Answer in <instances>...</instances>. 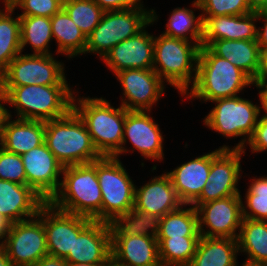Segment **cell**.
<instances>
[{
	"mask_svg": "<svg viewBox=\"0 0 267 266\" xmlns=\"http://www.w3.org/2000/svg\"><path fill=\"white\" fill-rule=\"evenodd\" d=\"M57 193L49 203L64 212L101 222L102 193L98 183L97 160L66 166Z\"/></svg>",
	"mask_w": 267,
	"mask_h": 266,
	"instance_id": "6da1fadb",
	"label": "cell"
},
{
	"mask_svg": "<svg viewBox=\"0 0 267 266\" xmlns=\"http://www.w3.org/2000/svg\"><path fill=\"white\" fill-rule=\"evenodd\" d=\"M255 82L227 59L215 55L207 46L200 48L196 78L187 98L212 102L238 96L245 87Z\"/></svg>",
	"mask_w": 267,
	"mask_h": 266,
	"instance_id": "7a4b0ae2",
	"label": "cell"
},
{
	"mask_svg": "<svg viewBox=\"0 0 267 266\" xmlns=\"http://www.w3.org/2000/svg\"><path fill=\"white\" fill-rule=\"evenodd\" d=\"M72 109L84 122L95 149L102 157H113L121 149L128 110L121 105L114 108L102 97L89 96L78 99L73 96Z\"/></svg>",
	"mask_w": 267,
	"mask_h": 266,
	"instance_id": "3957f363",
	"label": "cell"
},
{
	"mask_svg": "<svg viewBox=\"0 0 267 266\" xmlns=\"http://www.w3.org/2000/svg\"><path fill=\"white\" fill-rule=\"evenodd\" d=\"M44 142L63 167L91 163L102 157L73 109L61 118L45 121Z\"/></svg>",
	"mask_w": 267,
	"mask_h": 266,
	"instance_id": "277c9868",
	"label": "cell"
},
{
	"mask_svg": "<svg viewBox=\"0 0 267 266\" xmlns=\"http://www.w3.org/2000/svg\"><path fill=\"white\" fill-rule=\"evenodd\" d=\"M202 44L176 39L164 34L154 37L153 70L185 96L194 83ZM194 73V74H193ZM194 76H193V75Z\"/></svg>",
	"mask_w": 267,
	"mask_h": 266,
	"instance_id": "5b68a950",
	"label": "cell"
},
{
	"mask_svg": "<svg viewBox=\"0 0 267 266\" xmlns=\"http://www.w3.org/2000/svg\"><path fill=\"white\" fill-rule=\"evenodd\" d=\"M74 93L69 85L32 84L13 87L7 97L17 118L47 121L61 118L72 109Z\"/></svg>",
	"mask_w": 267,
	"mask_h": 266,
	"instance_id": "8992f818",
	"label": "cell"
},
{
	"mask_svg": "<svg viewBox=\"0 0 267 266\" xmlns=\"http://www.w3.org/2000/svg\"><path fill=\"white\" fill-rule=\"evenodd\" d=\"M154 9L126 8L104 12L101 21L87 36L84 54L96 53L102 59L118 43L135 36L158 18Z\"/></svg>",
	"mask_w": 267,
	"mask_h": 266,
	"instance_id": "52a82bcc",
	"label": "cell"
},
{
	"mask_svg": "<svg viewBox=\"0 0 267 266\" xmlns=\"http://www.w3.org/2000/svg\"><path fill=\"white\" fill-rule=\"evenodd\" d=\"M97 176L102 193L101 222L111 224L134 207L136 186L116 157L98 159Z\"/></svg>",
	"mask_w": 267,
	"mask_h": 266,
	"instance_id": "ba28073f",
	"label": "cell"
},
{
	"mask_svg": "<svg viewBox=\"0 0 267 266\" xmlns=\"http://www.w3.org/2000/svg\"><path fill=\"white\" fill-rule=\"evenodd\" d=\"M213 102L216 105L204 118V124L226 138L244 136V139L242 138L233 149L245 151V144L248 143L258 123L261 106L254 105L252 101L239 96L218 99Z\"/></svg>",
	"mask_w": 267,
	"mask_h": 266,
	"instance_id": "9c48e42d",
	"label": "cell"
},
{
	"mask_svg": "<svg viewBox=\"0 0 267 266\" xmlns=\"http://www.w3.org/2000/svg\"><path fill=\"white\" fill-rule=\"evenodd\" d=\"M64 63L56 61L52 54H22L16 56L0 76L6 93L13 87L25 85H69L65 78Z\"/></svg>",
	"mask_w": 267,
	"mask_h": 266,
	"instance_id": "30bf717a",
	"label": "cell"
},
{
	"mask_svg": "<svg viewBox=\"0 0 267 266\" xmlns=\"http://www.w3.org/2000/svg\"><path fill=\"white\" fill-rule=\"evenodd\" d=\"M1 246L14 266H33L48 256L42 207L37 216L11 223L3 236Z\"/></svg>",
	"mask_w": 267,
	"mask_h": 266,
	"instance_id": "8fae6325",
	"label": "cell"
},
{
	"mask_svg": "<svg viewBox=\"0 0 267 266\" xmlns=\"http://www.w3.org/2000/svg\"><path fill=\"white\" fill-rule=\"evenodd\" d=\"M241 154L245 155L243 149H230L226 145L211 152L208 182L205 184L199 198L192 205H201L209 201L240 194L237 184L242 171L240 165Z\"/></svg>",
	"mask_w": 267,
	"mask_h": 266,
	"instance_id": "7c38bea8",
	"label": "cell"
},
{
	"mask_svg": "<svg viewBox=\"0 0 267 266\" xmlns=\"http://www.w3.org/2000/svg\"><path fill=\"white\" fill-rule=\"evenodd\" d=\"M198 215L200 236L237 239L243 220L242 196L227 198L193 205ZM208 229H204V227ZM206 230V231H205ZM236 232V233H235Z\"/></svg>",
	"mask_w": 267,
	"mask_h": 266,
	"instance_id": "4fadbf2b",
	"label": "cell"
},
{
	"mask_svg": "<svg viewBox=\"0 0 267 266\" xmlns=\"http://www.w3.org/2000/svg\"><path fill=\"white\" fill-rule=\"evenodd\" d=\"M92 219L67 213L53 207L49 202L42 206L48 255L65 259L73 253L74 236H77Z\"/></svg>",
	"mask_w": 267,
	"mask_h": 266,
	"instance_id": "5bb4252c",
	"label": "cell"
},
{
	"mask_svg": "<svg viewBox=\"0 0 267 266\" xmlns=\"http://www.w3.org/2000/svg\"><path fill=\"white\" fill-rule=\"evenodd\" d=\"M26 173V185L46 202L59 190L63 165L49 150L45 142L21 155Z\"/></svg>",
	"mask_w": 267,
	"mask_h": 266,
	"instance_id": "9a60e30c",
	"label": "cell"
},
{
	"mask_svg": "<svg viewBox=\"0 0 267 266\" xmlns=\"http://www.w3.org/2000/svg\"><path fill=\"white\" fill-rule=\"evenodd\" d=\"M115 76L123 88L121 106L128 111L151 113L152 105L165 95L163 93L165 82L153 69H126L116 73Z\"/></svg>",
	"mask_w": 267,
	"mask_h": 266,
	"instance_id": "2e32d148",
	"label": "cell"
},
{
	"mask_svg": "<svg viewBox=\"0 0 267 266\" xmlns=\"http://www.w3.org/2000/svg\"><path fill=\"white\" fill-rule=\"evenodd\" d=\"M148 111H127L124 123L123 141L121 149L113 156L119 158L123 153L130 152L127 150L125 143L127 139L134 146V150L149 158L162 161L163 153V136L159 125L154 122L153 117L147 114ZM128 137V138H127ZM124 145V146H123Z\"/></svg>",
	"mask_w": 267,
	"mask_h": 266,
	"instance_id": "e0dca14e",
	"label": "cell"
},
{
	"mask_svg": "<svg viewBox=\"0 0 267 266\" xmlns=\"http://www.w3.org/2000/svg\"><path fill=\"white\" fill-rule=\"evenodd\" d=\"M114 75L126 69H153L154 35L145 28L115 45L102 59Z\"/></svg>",
	"mask_w": 267,
	"mask_h": 266,
	"instance_id": "ac0fdd59",
	"label": "cell"
},
{
	"mask_svg": "<svg viewBox=\"0 0 267 266\" xmlns=\"http://www.w3.org/2000/svg\"><path fill=\"white\" fill-rule=\"evenodd\" d=\"M68 263L110 264V224L92 220L74 236L73 253L64 259Z\"/></svg>",
	"mask_w": 267,
	"mask_h": 266,
	"instance_id": "d6986e66",
	"label": "cell"
},
{
	"mask_svg": "<svg viewBox=\"0 0 267 266\" xmlns=\"http://www.w3.org/2000/svg\"><path fill=\"white\" fill-rule=\"evenodd\" d=\"M45 203L28 185L0 180V215L9 224L37 216Z\"/></svg>",
	"mask_w": 267,
	"mask_h": 266,
	"instance_id": "ffe728a7",
	"label": "cell"
},
{
	"mask_svg": "<svg viewBox=\"0 0 267 266\" xmlns=\"http://www.w3.org/2000/svg\"><path fill=\"white\" fill-rule=\"evenodd\" d=\"M111 261L118 266H162L157 238L111 236Z\"/></svg>",
	"mask_w": 267,
	"mask_h": 266,
	"instance_id": "44dd1931",
	"label": "cell"
},
{
	"mask_svg": "<svg viewBox=\"0 0 267 266\" xmlns=\"http://www.w3.org/2000/svg\"><path fill=\"white\" fill-rule=\"evenodd\" d=\"M184 205L179 199L171 178L165 172L155 176L140 188L135 187L134 208L162 218Z\"/></svg>",
	"mask_w": 267,
	"mask_h": 266,
	"instance_id": "7402d4cb",
	"label": "cell"
},
{
	"mask_svg": "<svg viewBox=\"0 0 267 266\" xmlns=\"http://www.w3.org/2000/svg\"><path fill=\"white\" fill-rule=\"evenodd\" d=\"M202 46H209L215 40H257V10L244 15L202 17Z\"/></svg>",
	"mask_w": 267,
	"mask_h": 266,
	"instance_id": "603a6c76",
	"label": "cell"
},
{
	"mask_svg": "<svg viewBox=\"0 0 267 266\" xmlns=\"http://www.w3.org/2000/svg\"><path fill=\"white\" fill-rule=\"evenodd\" d=\"M211 167V152L177 166L167 174L184 205L191 206L201 195Z\"/></svg>",
	"mask_w": 267,
	"mask_h": 266,
	"instance_id": "cb8c5ba5",
	"label": "cell"
},
{
	"mask_svg": "<svg viewBox=\"0 0 267 266\" xmlns=\"http://www.w3.org/2000/svg\"><path fill=\"white\" fill-rule=\"evenodd\" d=\"M208 48L245 72L254 82L262 69V52L257 40H215Z\"/></svg>",
	"mask_w": 267,
	"mask_h": 266,
	"instance_id": "d4e9b609",
	"label": "cell"
},
{
	"mask_svg": "<svg viewBox=\"0 0 267 266\" xmlns=\"http://www.w3.org/2000/svg\"><path fill=\"white\" fill-rule=\"evenodd\" d=\"M11 118L3 130L0 147L10 153L22 155L44 143L45 121Z\"/></svg>",
	"mask_w": 267,
	"mask_h": 266,
	"instance_id": "484cf974",
	"label": "cell"
},
{
	"mask_svg": "<svg viewBox=\"0 0 267 266\" xmlns=\"http://www.w3.org/2000/svg\"><path fill=\"white\" fill-rule=\"evenodd\" d=\"M237 239L200 236L189 266H236Z\"/></svg>",
	"mask_w": 267,
	"mask_h": 266,
	"instance_id": "4316f807",
	"label": "cell"
},
{
	"mask_svg": "<svg viewBox=\"0 0 267 266\" xmlns=\"http://www.w3.org/2000/svg\"><path fill=\"white\" fill-rule=\"evenodd\" d=\"M53 39L58 44L57 52L74 58L84 54L87 37L62 8L51 18Z\"/></svg>",
	"mask_w": 267,
	"mask_h": 266,
	"instance_id": "83f0119b",
	"label": "cell"
},
{
	"mask_svg": "<svg viewBox=\"0 0 267 266\" xmlns=\"http://www.w3.org/2000/svg\"><path fill=\"white\" fill-rule=\"evenodd\" d=\"M238 249L246 261L267 264V221L243 218L238 232Z\"/></svg>",
	"mask_w": 267,
	"mask_h": 266,
	"instance_id": "f1b7e54d",
	"label": "cell"
},
{
	"mask_svg": "<svg viewBox=\"0 0 267 266\" xmlns=\"http://www.w3.org/2000/svg\"><path fill=\"white\" fill-rule=\"evenodd\" d=\"M4 8L0 10V76L7 70L9 63L22 53L20 16L13 18L15 9Z\"/></svg>",
	"mask_w": 267,
	"mask_h": 266,
	"instance_id": "f546056e",
	"label": "cell"
},
{
	"mask_svg": "<svg viewBox=\"0 0 267 266\" xmlns=\"http://www.w3.org/2000/svg\"><path fill=\"white\" fill-rule=\"evenodd\" d=\"M21 51L30 44L33 54L50 55L48 49L53 39L51 20L42 16H20Z\"/></svg>",
	"mask_w": 267,
	"mask_h": 266,
	"instance_id": "4dcf8cb0",
	"label": "cell"
},
{
	"mask_svg": "<svg viewBox=\"0 0 267 266\" xmlns=\"http://www.w3.org/2000/svg\"><path fill=\"white\" fill-rule=\"evenodd\" d=\"M159 225L160 217L133 207L130 212L118 217L110 224L111 236L145 235L157 238Z\"/></svg>",
	"mask_w": 267,
	"mask_h": 266,
	"instance_id": "1f68e13d",
	"label": "cell"
},
{
	"mask_svg": "<svg viewBox=\"0 0 267 266\" xmlns=\"http://www.w3.org/2000/svg\"><path fill=\"white\" fill-rule=\"evenodd\" d=\"M169 212L160 218L157 238L200 237L196 208H183Z\"/></svg>",
	"mask_w": 267,
	"mask_h": 266,
	"instance_id": "d6a6232c",
	"label": "cell"
},
{
	"mask_svg": "<svg viewBox=\"0 0 267 266\" xmlns=\"http://www.w3.org/2000/svg\"><path fill=\"white\" fill-rule=\"evenodd\" d=\"M166 30L162 34L182 39L195 44H202L203 19L201 14L195 16L194 11L188 8H175L169 15Z\"/></svg>",
	"mask_w": 267,
	"mask_h": 266,
	"instance_id": "836d02e7",
	"label": "cell"
},
{
	"mask_svg": "<svg viewBox=\"0 0 267 266\" xmlns=\"http://www.w3.org/2000/svg\"><path fill=\"white\" fill-rule=\"evenodd\" d=\"M200 237L157 238L162 266H189Z\"/></svg>",
	"mask_w": 267,
	"mask_h": 266,
	"instance_id": "e575fe53",
	"label": "cell"
},
{
	"mask_svg": "<svg viewBox=\"0 0 267 266\" xmlns=\"http://www.w3.org/2000/svg\"><path fill=\"white\" fill-rule=\"evenodd\" d=\"M63 9L86 37L99 24L105 12L94 0H64Z\"/></svg>",
	"mask_w": 267,
	"mask_h": 266,
	"instance_id": "d590c367",
	"label": "cell"
},
{
	"mask_svg": "<svg viewBox=\"0 0 267 266\" xmlns=\"http://www.w3.org/2000/svg\"><path fill=\"white\" fill-rule=\"evenodd\" d=\"M247 190L246 206L242 201L243 218L267 221V176L253 178Z\"/></svg>",
	"mask_w": 267,
	"mask_h": 266,
	"instance_id": "8d00e7d4",
	"label": "cell"
},
{
	"mask_svg": "<svg viewBox=\"0 0 267 266\" xmlns=\"http://www.w3.org/2000/svg\"><path fill=\"white\" fill-rule=\"evenodd\" d=\"M192 6L202 17L244 15L255 11L251 0H195Z\"/></svg>",
	"mask_w": 267,
	"mask_h": 266,
	"instance_id": "74e56055",
	"label": "cell"
},
{
	"mask_svg": "<svg viewBox=\"0 0 267 266\" xmlns=\"http://www.w3.org/2000/svg\"><path fill=\"white\" fill-rule=\"evenodd\" d=\"M0 180L26 185V173L21 155L0 147Z\"/></svg>",
	"mask_w": 267,
	"mask_h": 266,
	"instance_id": "f35d334b",
	"label": "cell"
},
{
	"mask_svg": "<svg viewBox=\"0 0 267 266\" xmlns=\"http://www.w3.org/2000/svg\"><path fill=\"white\" fill-rule=\"evenodd\" d=\"M64 0H19L13 8L23 10L18 16H42L51 18L63 8Z\"/></svg>",
	"mask_w": 267,
	"mask_h": 266,
	"instance_id": "ab89813d",
	"label": "cell"
},
{
	"mask_svg": "<svg viewBox=\"0 0 267 266\" xmlns=\"http://www.w3.org/2000/svg\"><path fill=\"white\" fill-rule=\"evenodd\" d=\"M247 144L252 149V153H260L267 150V118L263 115L258 120Z\"/></svg>",
	"mask_w": 267,
	"mask_h": 266,
	"instance_id": "60d3db41",
	"label": "cell"
},
{
	"mask_svg": "<svg viewBox=\"0 0 267 266\" xmlns=\"http://www.w3.org/2000/svg\"><path fill=\"white\" fill-rule=\"evenodd\" d=\"M105 12L126 8L144 9L141 0H94Z\"/></svg>",
	"mask_w": 267,
	"mask_h": 266,
	"instance_id": "b9f144b4",
	"label": "cell"
},
{
	"mask_svg": "<svg viewBox=\"0 0 267 266\" xmlns=\"http://www.w3.org/2000/svg\"><path fill=\"white\" fill-rule=\"evenodd\" d=\"M258 20L263 19L264 25L258 27L257 42L262 54L267 51V7L257 9ZM260 18V19H259Z\"/></svg>",
	"mask_w": 267,
	"mask_h": 266,
	"instance_id": "7bdbcfd3",
	"label": "cell"
},
{
	"mask_svg": "<svg viewBox=\"0 0 267 266\" xmlns=\"http://www.w3.org/2000/svg\"><path fill=\"white\" fill-rule=\"evenodd\" d=\"M5 103H9V101L7 93L4 91L0 83V138L2 136L3 130L6 127L7 121L10 119V117H12L9 110L6 107H4Z\"/></svg>",
	"mask_w": 267,
	"mask_h": 266,
	"instance_id": "ee69618b",
	"label": "cell"
},
{
	"mask_svg": "<svg viewBox=\"0 0 267 266\" xmlns=\"http://www.w3.org/2000/svg\"><path fill=\"white\" fill-rule=\"evenodd\" d=\"M33 266H68V262L62 258L45 256Z\"/></svg>",
	"mask_w": 267,
	"mask_h": 266,
	"instance_id": "f6af8a7d",
	"label": "cell"
},
{
	"mask_svg": "<svg viewBox=\"0 0 267 266\" xmlns=\"http://www.w3.org/2000/svg\"><path fill=\"white\" fill-rule=\"evenodd\" d=\"M254 85H267V51L262 54V69Z\"/></svg>",
	"mask_w": 267,
	"mask_h": 266,
	"instance_id": "bcb514c9",
	"label": "cell"
},
{
	"mask_svg": "<svg viewBox=\"0 0 267 266\" xmlns=\"http://www.w3.org/2000/svg\"><path fill=\"white\" fill-rule=\"evenodd\" d=\"M255 86L260 89L258 97L263 108L262 110L266 112L264 113L263 116L267 118V85H255Z\"/></svg>",
	"mask_w": 267,
	"mask_h": 266,
	"instance_id": "7dc6e473",
	"label": "cell"
},
{
	"mask_svg": "<svg viewBox=\"0 0 267 266\" xmlns=\"http://www.w3.org/2000/svg\"><path fill=\"white\" fill-rule=\"evenodd\" d=\"M0 266H14L8 259L4 248L0 245Z\"/></svg>",
	"mask_w": 267,
	"mask_h": 266,
	"instance_id": "c3c4849f",
	"label": "cell"
},
{
	"mask_svg": "<svg viewBox=\"0 0 267 266\" xmlns=\"http://www.w3.org/2000/svg\"><path fill=\"white\" fill-rule=\"evenodd\" d=\"M9 223L0 215V245L2 243L1 239L3 240V236L9 227Z\"/></svg>",
	"mask_w": 267,
	"mask_h": 266,
	"instance_id": "681fc988",
	"label": "cell"
},
{
	"mask_svg": "<svg viewBox=\"0 0 267 266\" xmlns=\"http://www.w3.org/2000/svg\"><path fill=\"white\" fill-rule=\"evenodd\" d=\"M251 1L256 10L263 7H267V0H251Z\"/></svg>",
	"mask_w": 267,
	"mask_h": 266,
	"instance_id": "f907efd6",
	"label": "cell"
},
{
	"mask_svg": "<svg viewBox=\"0 0 267 266\" xmlns=\"http://www.w3.org/2000/svg\"><path fill=\"white\" fill-rule=\"evenodd\" d=\"M110 264L68 263V266H109Z\"/></svg>",
	"mask_w": 267,
	"mask_h": 266,
	"instance_id": "816d5d0a",
	"label": "cell"
},
{
	"mask_svg": "<svg viewBox=\"0 0 267 266\" xmlns=\"http://www.w3.org/2000/svg\"><path fill=\"white\" fill-rule=\"evenodd\" d=\"M238 265V263L236 264V266ZM242 266H267V264H263V263H254V262H250V261H245Z\"/></svg>",
	"mask_w": 267,
	"mask_h": 266,
	"instance_id": "f5cc1de1",
	"label": "cell"
},
{
	"mask_svg": "<svg viewBox=\"0 0 267 266\" xmlns=\"http://www.w3.org/2000/svg\"><path fill=\"white\" fill-rule=\"evenodd\" d=\"M19 0H3L5 7H12L18 2Z\"/></svg>",
	"mask_w": 267,
	"mask_h": 266,
	"instance_id": "db71d44e",
	"label": "cell"
},
{
	"mask_svg": "<svg viewBox=\"0 0 267 266\" xmlns=\"http://www.w3.org/2000/svg\"><path fill=\"white\" fill-rule=\"evenodd\" d=\"M109 266H118V265L114 264V263L111 261V263H110Z\"/></svg>",
	"mask_w": 267,
	"mask_h": 266,
	"instance_id": "11a10c76",
	"label": "cell"
}]
</instances>
